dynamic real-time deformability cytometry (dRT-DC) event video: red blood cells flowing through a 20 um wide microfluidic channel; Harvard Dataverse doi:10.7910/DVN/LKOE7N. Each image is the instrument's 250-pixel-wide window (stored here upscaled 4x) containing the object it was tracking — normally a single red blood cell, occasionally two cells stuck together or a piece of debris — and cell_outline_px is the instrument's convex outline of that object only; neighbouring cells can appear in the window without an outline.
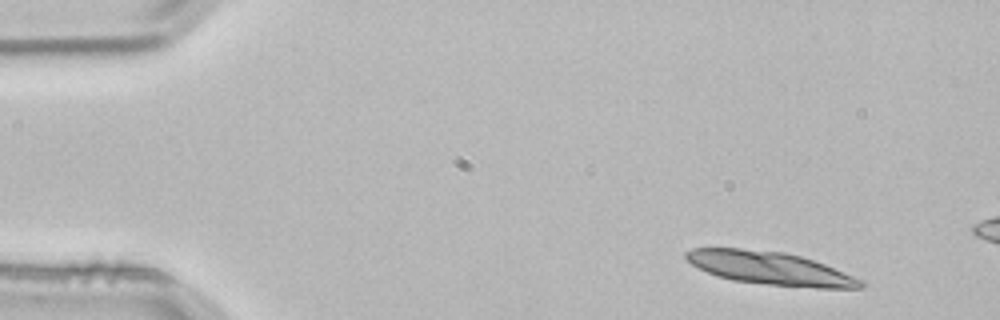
{"species": "common noctule bat (a hibernating species)", "species_latin": "Nyctalus noctula", "temperature_condition": "room temperature", "stored_images_in_passage": 3, "camera_frame_rate_fps": 3000, "um_per_image_px": 0.085, "animal": {"sex": "male", "body_mass_g": 21.5, "forearm_length_mm": 52.0}, "frame": {"image": 1, "passage_image": 1, "time_ms": 0.0, "image_size_px": [1000, 320], "cell_outline_px": [[868, 284], [864, 288], [816, 288], [768, 284], [732, 280], [716, 276], [692, 264], [684, 256], [684, 252], [692, 248], [740, 248], [784, 252], [800, 256], [824, 264], [864, 280]], "centroid_in_image_um": [65.49, 22.8], "position_along_channel_um": 19.5, "area_um2": 33.52}}